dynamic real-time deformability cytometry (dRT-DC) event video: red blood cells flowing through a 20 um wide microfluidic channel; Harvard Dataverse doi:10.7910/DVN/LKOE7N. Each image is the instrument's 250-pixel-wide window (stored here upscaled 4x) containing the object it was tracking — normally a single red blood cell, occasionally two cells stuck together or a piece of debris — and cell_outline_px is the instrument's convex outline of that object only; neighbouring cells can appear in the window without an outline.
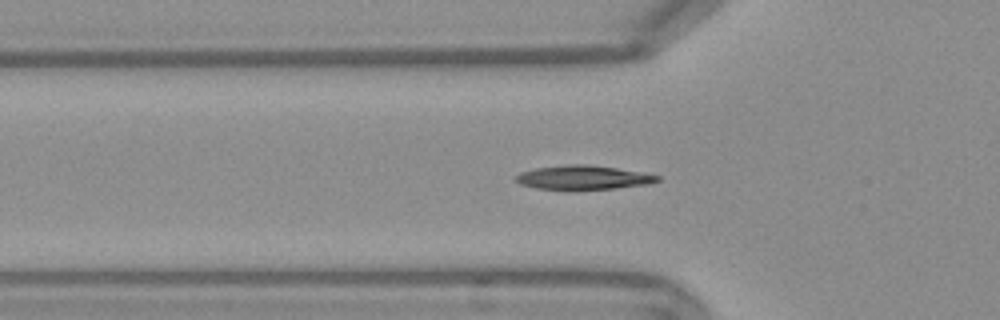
{"species": "Egyptian fruit bat (a non-hibernating species)", "species_latin": "Rousettus aegyptiacus", "temperature_condition": "warm", "stored_images_in_passage": 42, "camera_frame_rate_fps": 3000, "um_per_image_px": 0.085, "frame": {"image": 1, "passage_image": 12, "time_ms": 3.667, "image_size_px": [1000, 320], "cell_outline_px": [[660, 180], [648, 184], [616, 188], [572, 192], [568, 192], [536, 188], [520, 184], [512, 176], [520, 172], [536, 168], [572, 164], [584, 164], [616, 168], [644, 172], [660, 176]], "centroid_in_image_um": [49.53, 15.13], "position_along_channel_um": 76.3, "area_um2": 20.58}}
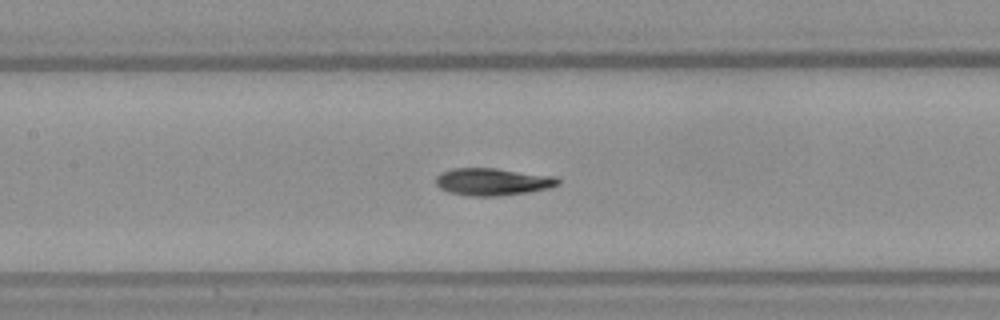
{"frame": {"image": 2, "passage_image": 19, "time_ms": 6.0, "image_size_px": [1000, 320], "cell_outline_px": [[560, 184], [548, 188], [528, 192], [496, 196], [468, 196], [448, 192], [440, 188], [436, 184], [436, 176], [440, 172], [452, 168], [496, 168], [556, 176], [560, 180]], "centroid_in_image_um": [41.86, 15.44], "position_along_channel_um": 165.5, "area_um2": 19.59}}
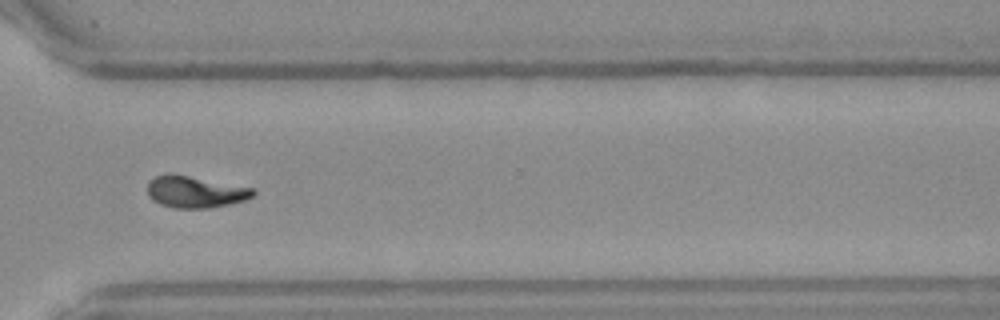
{"frame": {"image": 3, "passage_image": 34, "time_ms": 11.0, "image_size_px": [1000, 320], "cell_outline_px": [[256, 192], [252, 196], [244, 200], [228, 204], [208, 208], [172, 208], [160, 204], [152, 200], [148, 196], [148, 180], [156, 176], [168, 172], [252, 188]], "centroid_in_image_um": [16.52, 16.3], "position_along_channel_um": 354.1, "area_um2": 19.42}, "authors_computed_cell_mechanics": {"area_um2": 19.1029, "velocity_mm_per_s": 3.7751, "shape_relaxation_time_tau1_ms": 7.4917, "shape_relaxation_time_tau2_ms": 2.4137, "deformation_change_tau1": 0.2369, "deformation_change_tau2": 0.0802}}